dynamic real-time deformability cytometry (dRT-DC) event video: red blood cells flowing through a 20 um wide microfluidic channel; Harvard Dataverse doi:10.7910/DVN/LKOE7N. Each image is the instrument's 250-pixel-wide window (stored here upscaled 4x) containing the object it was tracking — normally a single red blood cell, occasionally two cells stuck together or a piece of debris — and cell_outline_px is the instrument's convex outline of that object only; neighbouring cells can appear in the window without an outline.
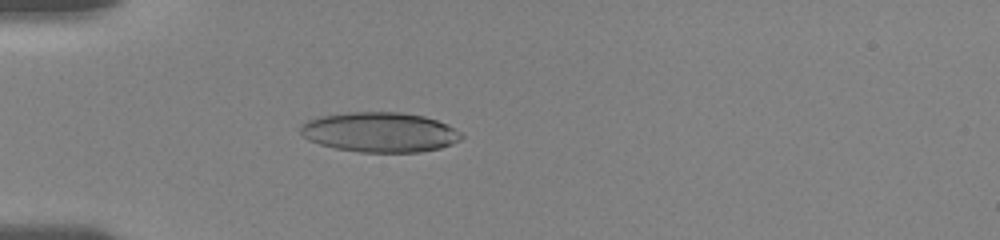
{"species": "human", "species_latin": "Homo sapiens", "temperature_condition": "room temperature", "stored_images_in_passage": 16, "camera_frame_rate_fps": 3000, "um_per_image_px": 0.085, "donor": {"sex": "female"}, "frame": {"image": 1, "passage_image": 7, "time_ms": 5.0, "image_size_px": [1000, 240], "cell_outline_px": [[464, 136], [460, 140], [452, 144], [440, 148], [420, 152], [360, 152], [336, 148], [320, 144], [308, 140], [300, 132], [300, 124], [308, 120], [320, 116], [348, 112], [400, 112], [424, 116], [448, 124], [460, 132]], "centroid_in_image_um": [32.29, 11.23], "position_along_channel_um": 52.7, "area_um2": 37.51}}
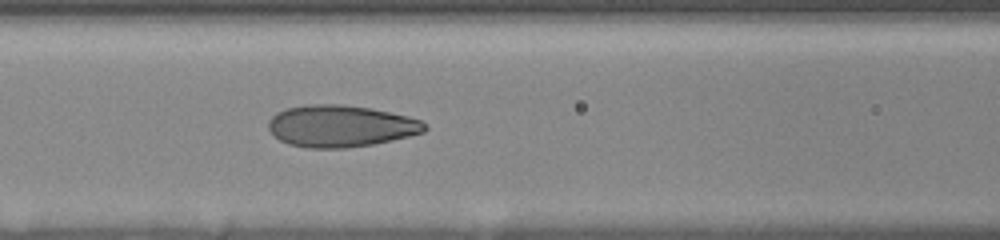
{"frame": {"image": 2, "passage_image": 13, "time_ms": 7.667, "image_size_px": [1000, 240], "cell_outline_px": [[428, 128], [424, 132], [392, 140], [372, 144], [348, 148], [308, 148], [288, 144], [280, 140], [268, 128], [268, 120], [276, 112], [284, 108], [308, 104], [340, 104], [368, 108], [408, 116], [420, 120]], "centroid_in_image_um": [28.92, 10.71], "position_along_channel_um": 137.7, "area_um2": 38.03}}
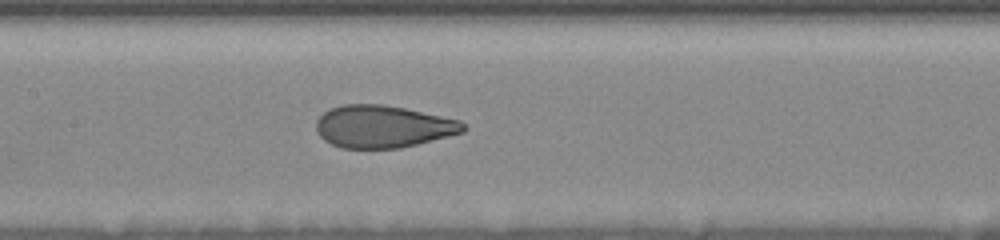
{"frame": {"image": 3, "passage_image": 16, "time_ms": 8.667, "image_size_px": [1000, 240], "cell_outline_px": [[468, 128], [464, 132], [400, 148], [340, 148], [324, 140], [316, 132], [316, 120], [324, 112], [340, 104], [384, 104], [404, 108], [460, 120]], "centroid_in_image_um": [32.53, 10.75], "position_along_channel_um": 174.9, "area_um2": 36.3}}